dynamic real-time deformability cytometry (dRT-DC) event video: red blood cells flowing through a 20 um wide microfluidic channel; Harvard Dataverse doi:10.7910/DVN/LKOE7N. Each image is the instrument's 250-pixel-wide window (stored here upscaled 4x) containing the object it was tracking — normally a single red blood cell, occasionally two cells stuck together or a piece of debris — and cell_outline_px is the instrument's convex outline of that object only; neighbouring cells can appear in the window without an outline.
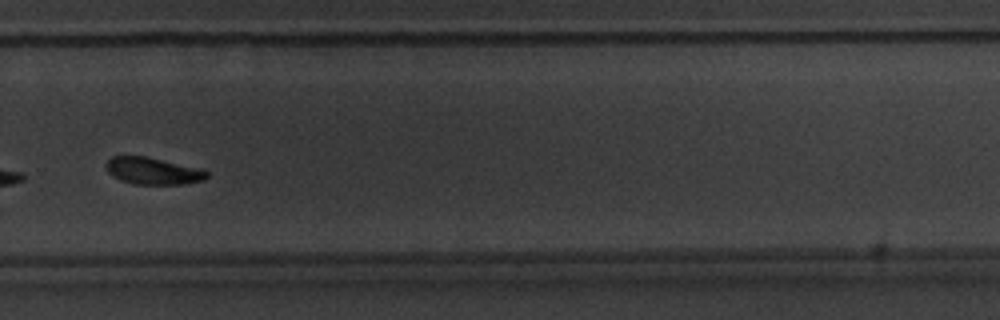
{"species": "common noctule bat (a hibernating species)", "species_latin": "Nyctalus noctula", "temperature_condition": "warm", "stored_images_in_passage": 48, "camera_frame_rate_fps": 3000, "um_per_image_px": 0.085, "animal": {"sex": "male", "body_mass_g": 20.1, "forearm_length_mm": 53.5}, "frame": {"image": 1, "passage_image": 32, "time_ms": 10.333, "image_size_px": [1000, 320], "cell_outline_px": [[208, 176], [204, 180], [184, 184], [136, 184], [120, 180], [112, 176], [108, 172], [104, 164], [112, 156], [144, 156], [204, 168], [208, 172]], "centroid_in_image_um": [13.02, 14.52], "position_along_channel_um": 316.8, "area_um2": 16.01}}
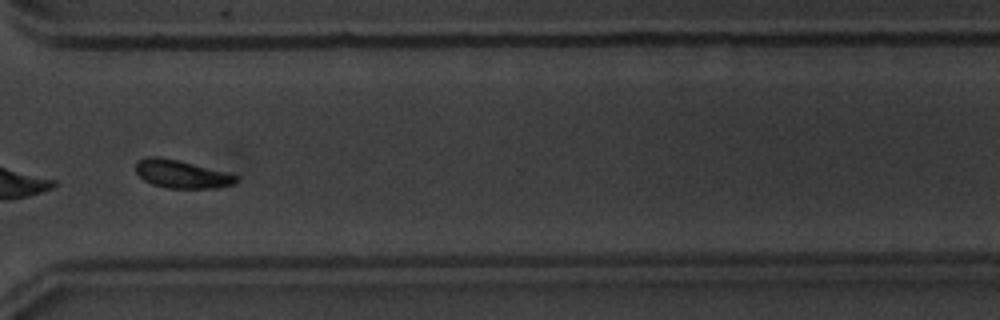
{"frame": {"image": 2, "passage_image": 35, "time_ms": 11.333, "image_size_px": [1000, 320], "cell_outline_px": [[240, 180], [236, 184], [216, 188], [168, 188], [152, 184], [144, 180], [136, 172], [136, 164], [140, 160], [148, 156], [160, 156], [240, 176]], "centroid_in_image_um": [15.46, 14.81], "position_along_channel_um": 355.1, "area_um2": 16.24}}
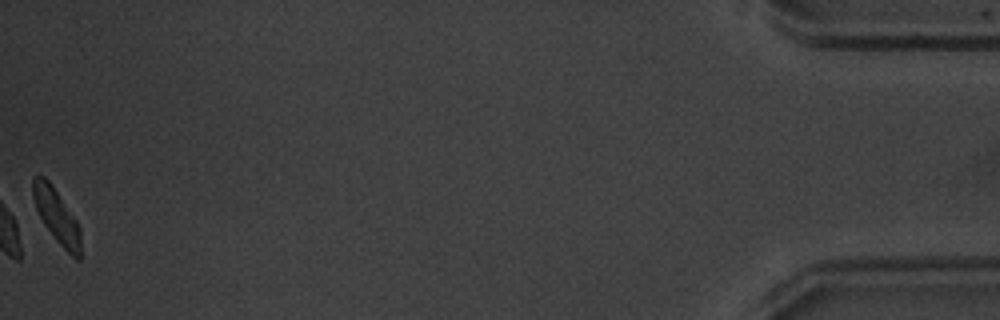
{"frame": {"image": 3, "passage_image": 48, "time_ms": 15.667, "image_size_px": [1000, 320], "cell_outline_px": [[80, 260], [76, 260], [56, 240], [44, 224], [36, 208], [32, 196], [32, 176], [44, 176], [52, 184], [76, 220], [80, 228]], "centroid_in_image_um": [4.8, 18.33], "position_along_channel_um": 430.4, "area_um2": 14.91}, "authors_computed_cell_mechanics": {"area_um2": 16.5019, "velocity_mm_per_s": 3.8048, "shape_relaxation_time_tau1_ms": 1.848, "shape_relaxation_time_tau2_ms": null, "deformation_change_tau1": 0.1076, "deformation_change_tau2": null}}